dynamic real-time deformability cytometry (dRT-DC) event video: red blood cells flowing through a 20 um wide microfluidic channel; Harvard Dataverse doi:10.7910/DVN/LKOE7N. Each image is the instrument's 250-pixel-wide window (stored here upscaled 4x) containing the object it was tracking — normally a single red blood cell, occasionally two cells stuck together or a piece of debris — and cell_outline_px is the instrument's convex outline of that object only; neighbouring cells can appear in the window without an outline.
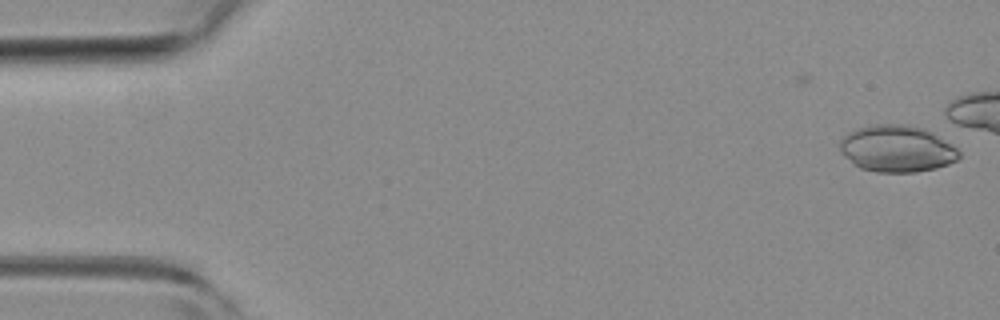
{"species": "common noctule bat (a hibernating species)", "species_latin": "Nyctalus noctula", "temperature_condition": "room temperature", "stored_images_in_passage": 14, "camera_frame_rate_fps": 3000, "um_per_image_px": 0.085, "animal": {"sex": "female", "body_mass_g": 19.3, "forearm_length_mm": 54.1}, "frame": {"image": 1, "passage_image": 1, "time_ms": 0.0, "image_size_px": [1000, 320], "cell_outline_px": [[960, 156], [956, 160], [948, 164], [936, 168], [916, 172], [876, 172], [860, 168], [844, 156], [840, 152], [840, 140], [848, 132], [856, 128], [872, 124], [904, 124], [924, 128], [932, 132], [956, 148], [960, 152]], "centroid_in_image_um": [76.21, 12.63], "position_along_channel_um": 8.8, "area_um2": 32.48}}